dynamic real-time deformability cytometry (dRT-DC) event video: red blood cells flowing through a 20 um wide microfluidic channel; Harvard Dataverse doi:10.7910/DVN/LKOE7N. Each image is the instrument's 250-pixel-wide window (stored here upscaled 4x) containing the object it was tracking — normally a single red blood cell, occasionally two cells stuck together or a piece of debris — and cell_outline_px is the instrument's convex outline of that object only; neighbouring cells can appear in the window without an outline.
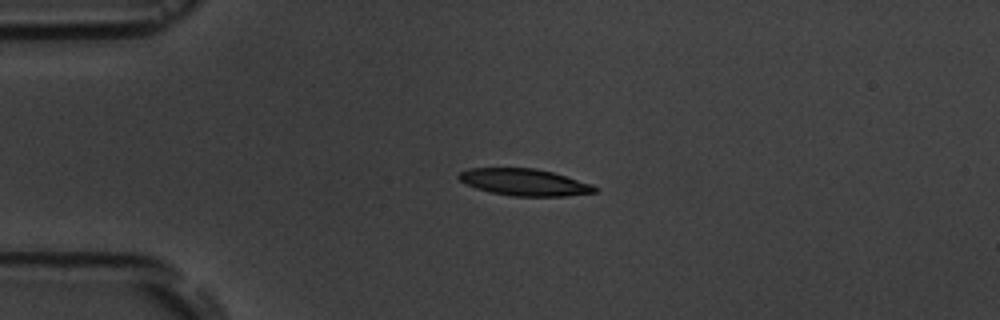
{"species": "common noctule bat (a hibernating species)", "species_latin": "Nyctalus noctula", "temperature_condition": "room temperature", "stored_images_in_passage": 4, "camera_frame_rate_fps": 3000, "um_per_image_px": 0.085, "animal": {"sex": "male", "body_mass_g": 19.5, "forearm_length_mm": 54.6}, "frame": {"image": 1, "passage_image": 3, "time_ms": 2.333, "image_size_px": [1000, 320], "cell_outline_px": [[600, 188], [596, 192], [564, 196], [512, 196], [492, 192], [476, 188], [464, 184], [456, 176], [460, 172], [468, 168], [536, 168], [552, 172], [592, 184]], "centroid_in_image_um": [44.56, 15.48], "position_along_channel_um": 40.4, "area_um2": 21.27}}